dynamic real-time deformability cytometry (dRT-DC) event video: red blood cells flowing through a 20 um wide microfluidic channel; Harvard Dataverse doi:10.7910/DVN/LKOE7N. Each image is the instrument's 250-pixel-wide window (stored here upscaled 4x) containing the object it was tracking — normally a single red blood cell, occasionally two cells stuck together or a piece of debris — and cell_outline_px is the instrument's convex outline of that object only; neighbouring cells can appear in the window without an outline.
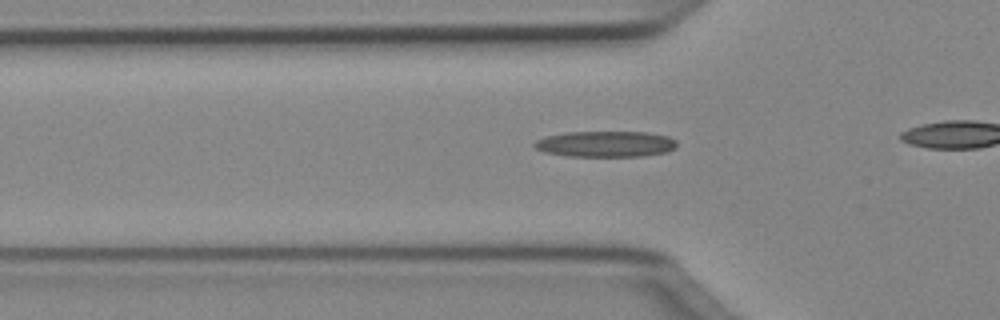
{"species": "Egyptian fruit bat (a non-hibernating species)", "species_latin": "Rousettus aegyptiacus", "temperature_condition": "cold", "stored_images_in_passage": 36, "camera_frame_rate_fps": 3000, "um_per_image_px": 0.085, "animal": {"sex": "female"}, "frame": {"image": 1, "passage_image": 13, "time_ms": 4.0, "image_size_px": [1000, 320], "cell_outline_px": [[676, 148], [668, 152], [644, 156], [568, 156], [544, 152], [536, 148], [532, 144], [536, 140], [548, 136], [564, 132], [648, 132], [668, 136], [676, 140]], "centroid_in_image_um": [51.5, 12.24], "position_along_channel_um": 74.3, "area_um2": 21.62}}
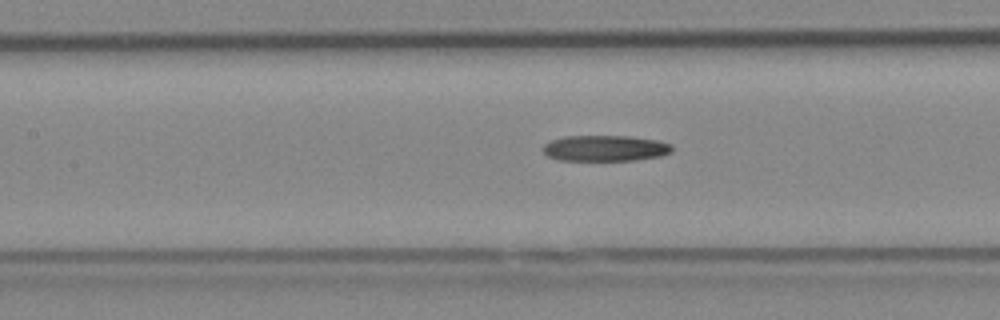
{"frame": {"image": 2, "passage_image": 19, "time_ms": 6.0, "image_size_px": [1000, 320], "cell_outline_px": [[672, 152], [660, 156], [636, 160], [556, 160], [548, 156], [540, 148], [544, 144], [552, 140], [564, 136], [628, 136], [660, 140], [672, 144]], "centroid_in_image_um": [51.44, 12.59], "position_along_channel_um": 156.0, "area_um2": 19.65}}
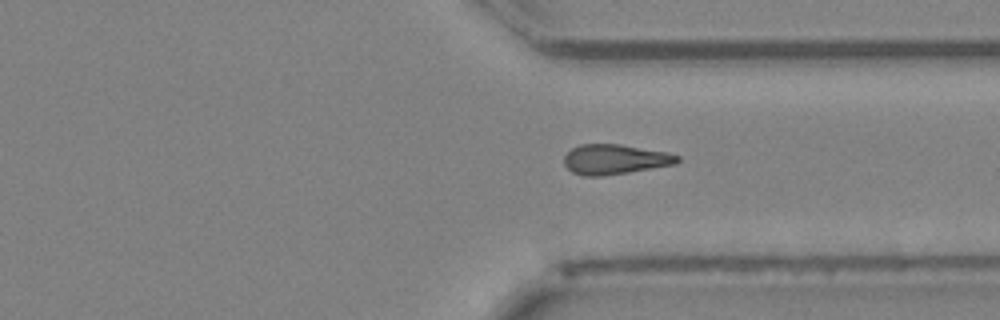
{"frame": {"image": 3, "passage_image": 34, "time_ms": 11.0, "image_size_px": [1000, 320], "cell_outline_px": [[680, 160], [676, 164], [628, 172], [600, 176], [584, 176], [572, 172], [564, 164], [564, 156], [572, 148], [580, 144], [620, 144], [668, 152], [680, 156]], "centroid_in_image_um": [52.27, 13.54], "position_along_channel_um": 359.1, "area_um2": 19.77}}